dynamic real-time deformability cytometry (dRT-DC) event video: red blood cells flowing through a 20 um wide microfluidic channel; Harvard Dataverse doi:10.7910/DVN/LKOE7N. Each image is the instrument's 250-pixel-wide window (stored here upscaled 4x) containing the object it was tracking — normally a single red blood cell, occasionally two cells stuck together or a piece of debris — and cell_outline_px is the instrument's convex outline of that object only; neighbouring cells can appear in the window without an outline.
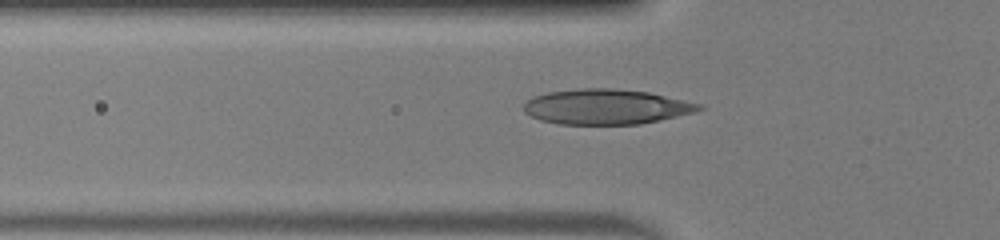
{"species": "human", "species_latin": "Homo sapiens", "temperature_condition": "warm", "stored_images_in_passage": 37, "camera_frame_rate_fps": 3000, "um_per_image_px": 0.085, "donor": {"sex": "male"}, "frame": {"image": 1, "passage_image": 4, "time_ms": 1.0, "image_size_px": [1000, 240], "cell_outline_px": [[704, 108], [696, 112], [660, 120], [640, 124], [560, 124], [540, 120], [524, 112], [524, 104], [528, 100], [536, 96], [548, 92], [576, 88], [612, 88], [648, 92], [704, 104]], "centroid_in_image_um": [51.56, 9.07], "position_along_channel_um": 74.2, "area_um2": 35.95}}
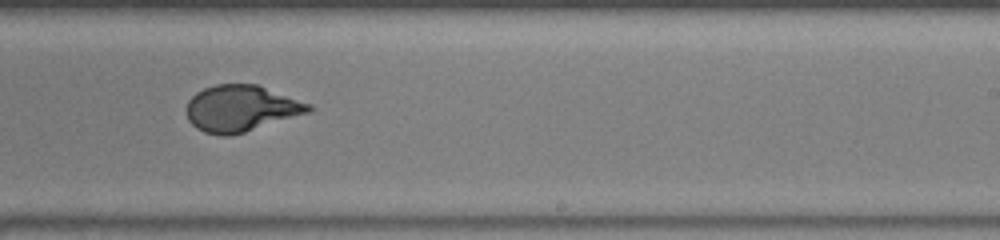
{"frame": {"image": 2, "passage_image": 18, "time_ms": 5.667, "image_size_px": [1000, 240], "cell_outline_px": [[312, 112], [244, 132], [228, 136], [220, 136], [204, 132], [196, 128], [188, 120], [184, 112], [184, 108], [188, 100], [196, 92], [204, 88], [216, 84], [256, 84], [312, 104]], "centroid_in_image_um": [20.46, 9.22], "position_along_channel_um": 268.5, "area_um2": 33.29}}
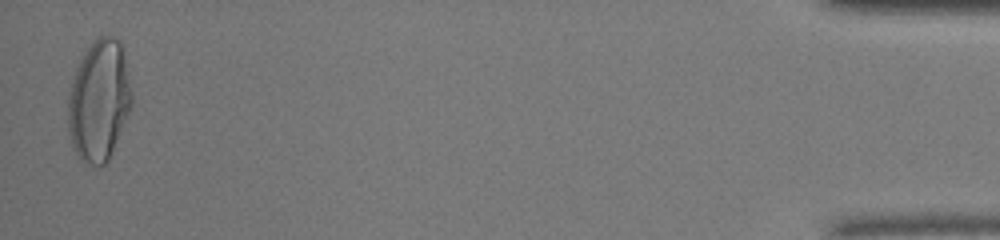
{"frame": {"image": 3, "passage_image": 36, "time_ms": 11.667, "image_size_px": [1000, 240], "cell_outline_px": [[132, 104], [108, 160], [104, 164], [84, 164], [80, 160], [72, 144], [68, 128], [68, 88], [76, 68], [84, 52], [100, 36], [112, 36], [120, 40], [128, 72], [132, 96]], "centroid_in_image_um": [8.4, 8.54], "position_along_channel_um": 426.8, "area_um2": 44.62}, "authors_computed_cell_mechanics": {"area_um2": 34.0442, "velocity_mm_per_s": 4.1455, "shape_relaxation_time_tau1_ms": 5.8272, "shape_relaxation_time_tau2_ms": null, "deformation_change_tau1": 0.2903, "deformation_change_tau2": null}}